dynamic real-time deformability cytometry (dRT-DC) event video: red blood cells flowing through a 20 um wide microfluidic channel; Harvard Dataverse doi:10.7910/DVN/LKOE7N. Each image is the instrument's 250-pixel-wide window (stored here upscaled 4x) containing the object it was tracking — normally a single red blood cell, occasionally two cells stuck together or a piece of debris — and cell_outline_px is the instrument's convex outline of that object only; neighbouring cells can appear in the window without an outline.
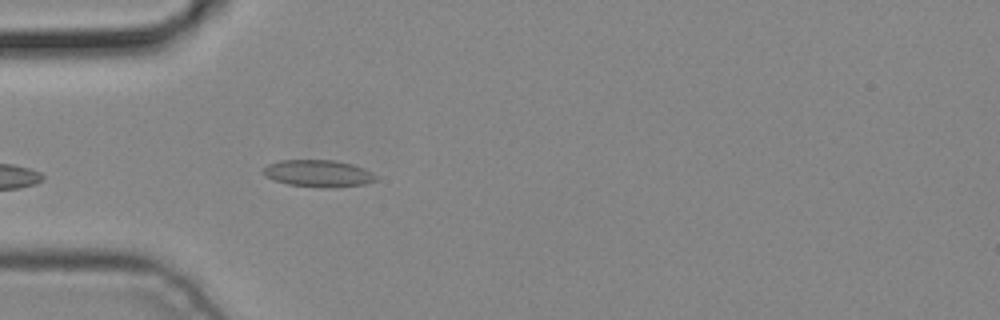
{"species": "common noctule bat (a hibernating species)", "species_latin": "Nyctalus noctula", "temperature_condition": "cold", "stored_images_in_passage": 1, "camera_frame_rate_fps": 3000, "um_per_image_px": 0.085, "animal": {"sex": "male", "body_mass_g": 19.2, "forearm_length_mm": 51.8}, "frame": {"image": 1, "passage_image": 1, "time_ms": 0.0, "image_size_px": [1000, 320], "cell_outline_px": [[376, 180], [364, 184], [332, 188], [320, 188], [288, 184], [272, 180], [264, 176], [264, 168], [268, 164], [280, 160], [336, 160], [352, 164], [364, 168], [372, 172], [376, 176]], "centroid_in_image_um": [27.05, 14.75], "position_along_channel_um": 58.0, "area_um2": 17.86}}